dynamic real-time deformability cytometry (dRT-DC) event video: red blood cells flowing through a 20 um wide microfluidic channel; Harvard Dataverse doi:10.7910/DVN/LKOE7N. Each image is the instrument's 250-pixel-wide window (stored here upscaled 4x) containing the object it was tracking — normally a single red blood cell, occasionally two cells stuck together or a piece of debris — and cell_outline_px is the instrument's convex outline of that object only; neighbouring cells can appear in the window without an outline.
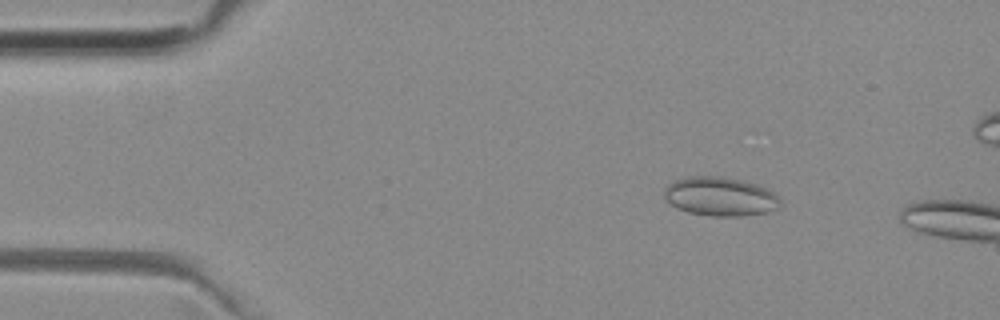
{"species": "common noctule bat (a hibernating species)", "species_latin": "Nyctalus noctula", "temperature_condition": "room temperature", "stored_images_in_passage": 28, "camera_frame_rate_fps": 3000, "um_per_image_px": 0.085, "animal": {"sex": "female", "body_mass_g": 29.2, "forearm_length_mm": 56.3}, "frame": {"image": 1, "passage_image": 7, "time_ms": 2.0, "image_size_px": [1000, 320], "cell_outline_px": [[780, 204], [776, 208], [768, 212], [740, 216], [712, 216], [688, 212], [676, 208], [664, 196], [664, 188], [668, 184], [684, 176], [720, 176], [740, 180], [756, 184], [768, 188], [780, 196]], "centroid_in_image_um": [61.22, 16.69], "position_along_channel_um": 23.8, "area_um2": 26.41}}
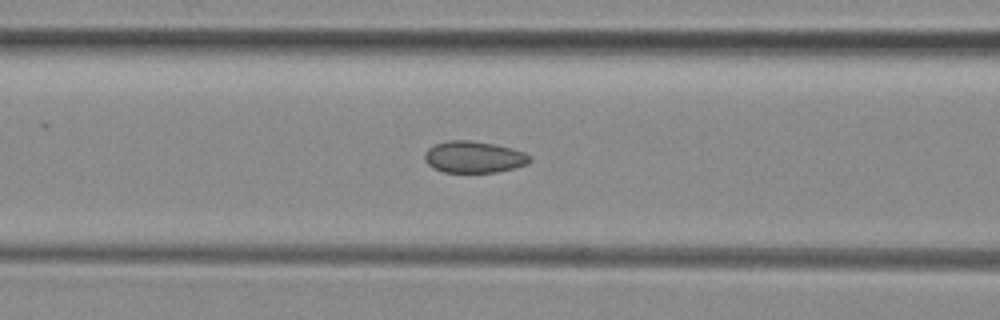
{"frame": {"image": 2, "passage_image": 20, "time_ms": 6.333, "image_size_px": [1000, 320], "cell_outline_px": [[532, 160], [528, 164], [516, 168], [496, 172], [444, 172], [432, 168], [424, 160], [424, 152], [432, 144], [448, 140], [472, 140], [512, 148], [524, 152], [532, 156]], "centroid_in_image_um": [40.27, 13.34], "position_along_channel_um": 126.3, "area_um2": 19.71}}
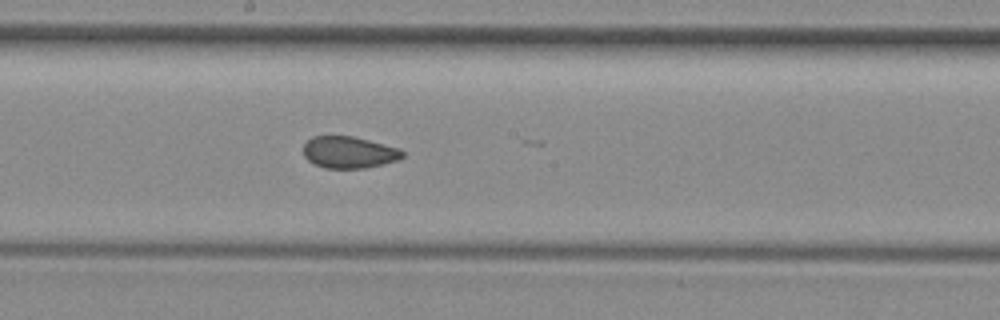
{"frame": {"image": 3, "passage_image": 27, "time_ms": 8.667, "image_size_px": [1000, 320], "cell_outline_px": [[404, 156], [400, 160], [364, 168], [324, 168], [308, 160], [304, 156], [304, 144], [312, 136], [352, 136], [400, 148], [404, 152]], "centroid_in_image_um": [29.68, 12.94], "position_along_channel_um": 218.5, "area_um2": 18.32}}